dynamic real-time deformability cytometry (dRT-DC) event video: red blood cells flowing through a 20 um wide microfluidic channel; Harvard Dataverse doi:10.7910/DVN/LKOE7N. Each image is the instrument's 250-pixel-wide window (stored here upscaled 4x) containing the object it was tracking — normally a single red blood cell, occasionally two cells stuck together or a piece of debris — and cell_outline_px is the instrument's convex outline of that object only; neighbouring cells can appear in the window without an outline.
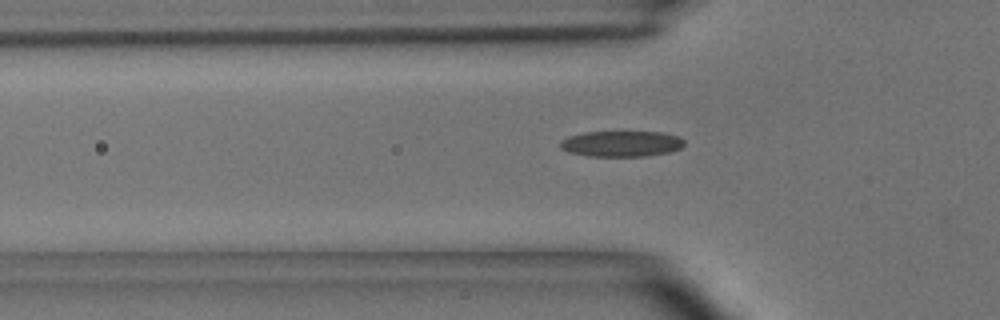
{"species": "common noctule bat (a hibernating species)", "species_latin": "Nyctalus noctula", "temperature_condition": "room temperature", "stored_images_in_passage": 35, "camera_frame_rate_fps": 3000, "um_per_image_px": 0.085, "animal": {"sex": "male", "body_mass_g": 15.6}, "frame": {"image": 1, "passage_image": 7, "time_ms": 2.0, "image_size_px": [1000, 320], "cell_outline_px": [[684, 144], [680, 148], [668, 152], [644, 156], [588, 156], [568, 152], [560, 148], [560, 140], [568, 136], [584, 132], [664, 132], [680, 136], [684, 140]], "centroid_in_image_um": [52.8, 12.21], "position_along_channel_um": 73.0, "area_um2": 18.73}}
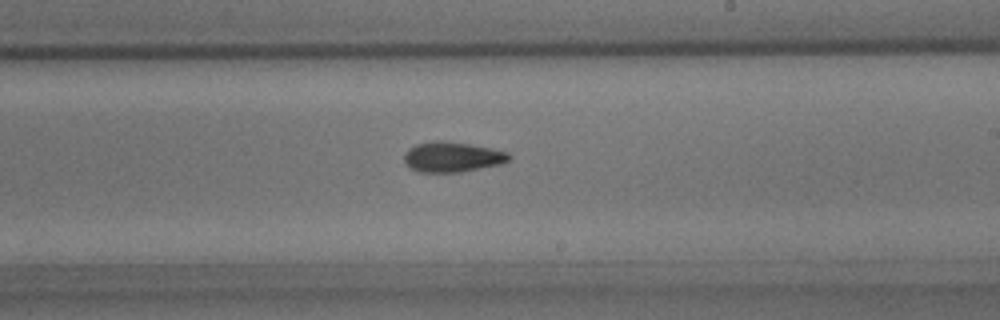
{"frame": {"image": 2, "passage_image": 20, "time_ms": 6.333, "image_size_px": [1000, 320], "cell_outline_px": [[512, 156], [504, 164], [460, 172], [420, 172], [408, 168], [404, 164], [404, 156], [408, 148], [416, 144], [432, 140], [444, 140], [492, 148], [508, 152]], "centroid_in_image_um": [38.43, 13.34], "position_along_channel_um": 250.6, "area_um2": 18.79}}
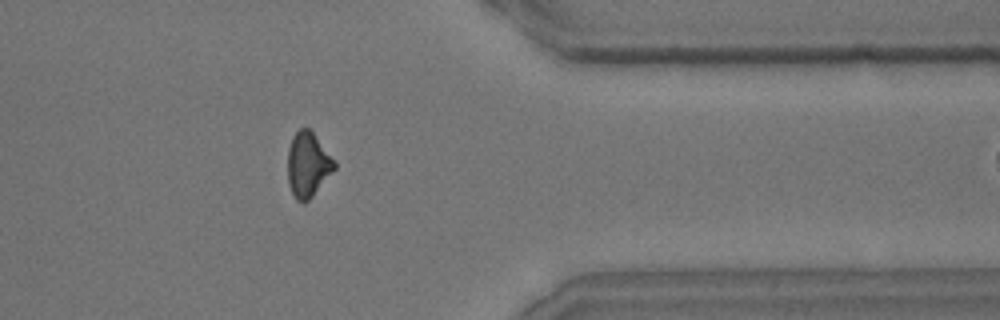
{"frame": {"image": 3, "passage_image": 31, "time_ms": 10.0, "image_size_px": [1000, 320], "cell_outline_px": [[336, 168], [312, 196], [304, 204], [296, 200], [288, 184], [288, 148], [292, 136], [300, 128], [308, 128], [312, 132], [336, 164]], "centroid_in_image_um": [26.14, 14.02], "position_along_channel_um": 385.3, "area_um2": 17.34}, "authors_computed_cell_mechanics": {"area_um2": 18.0914, "velocity_mm_per_s": 4.0812, "shape_relaxation_time_tau1_ms": 4.0052, "shape_relaxation_time_tau2_ms": 5.0562, "deformation_change_tau1": 0.1426, "deformation_change_tau2": 0.1269}}